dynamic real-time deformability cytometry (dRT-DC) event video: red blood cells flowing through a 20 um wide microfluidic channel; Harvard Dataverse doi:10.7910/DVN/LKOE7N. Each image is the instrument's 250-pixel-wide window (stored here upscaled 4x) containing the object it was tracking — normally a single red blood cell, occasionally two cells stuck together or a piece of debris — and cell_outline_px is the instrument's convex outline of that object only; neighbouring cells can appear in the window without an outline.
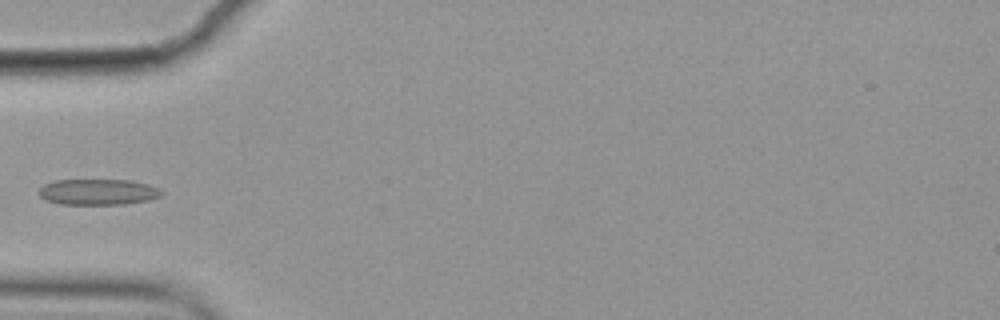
{"species": "common noctule bat (a hibernating species)", "species_latin": "Nyctalus noctula", "temperature_condition": "cold", "stored_images_in_passage": 4, "camera_frame_rate_fps": 3000, "um_per_image_px": 0.085, "animal": {"sex": "female", "body_mass_g": 19.9}, "frame": {"image": 1, "passage_image": 4, "time_ms": 1.0, "image_size_px": [1000, 320], "cell_outline_px": [[164, 192], [160, 196], [148, 200], [124, 204], [60, 204], [44, 200], [36, 192], [44, 184], [56, 180], [132, 180], [148, 184]], "centroid_in_image_um": [8.29, 16.31], "position_along_channel_um": 76.7, "area_um2": 18.55}}